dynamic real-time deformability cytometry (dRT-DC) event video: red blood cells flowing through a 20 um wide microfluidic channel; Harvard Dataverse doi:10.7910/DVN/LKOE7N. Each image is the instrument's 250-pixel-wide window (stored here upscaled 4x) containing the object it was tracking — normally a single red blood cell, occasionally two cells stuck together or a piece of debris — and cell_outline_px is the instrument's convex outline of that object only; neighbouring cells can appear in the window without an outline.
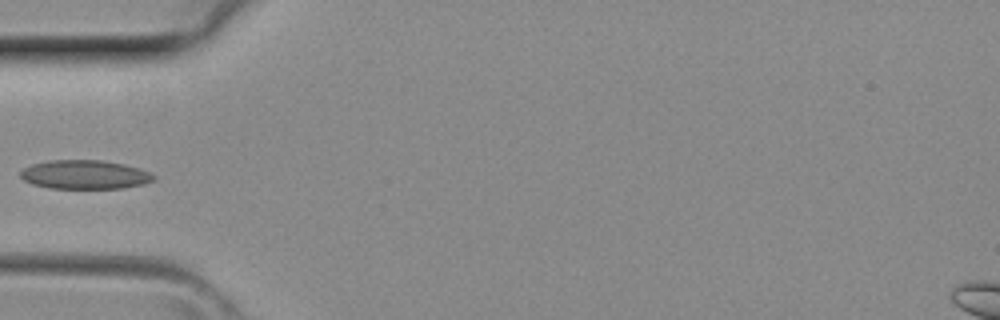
{"species": "common noctule bat (a hibernating species)", "species_latin": "Nyctalus noctula", "temperature_condition": "room temperature", "stored_images_in_passage": 3, "camera_frame_rate_fps": 3000, "um_per_image_px": 0.085, "animal": {"sex": "female", "body_mass_g": 29.2, "forearm_length_mm": 56.3}, "frame": {"image": 1, "passage_image": 3, "time_ms": 0.667, "image_size_px": [1000, 320], "cell_outline_px": [[156, 180], [144, 184], [124, 188], [48, 188], [32, 184], [24, 180], [20, 176], [20, 172], [24, 168], [32, 164], [52, 160], [104, 160], [124, 164], [140, 168], [152, 172], [156, 176]], "centroid_in_image_um": [7.26, 14.84], "position_along_channel_um": 77.7, "area_um2": 22.66}}